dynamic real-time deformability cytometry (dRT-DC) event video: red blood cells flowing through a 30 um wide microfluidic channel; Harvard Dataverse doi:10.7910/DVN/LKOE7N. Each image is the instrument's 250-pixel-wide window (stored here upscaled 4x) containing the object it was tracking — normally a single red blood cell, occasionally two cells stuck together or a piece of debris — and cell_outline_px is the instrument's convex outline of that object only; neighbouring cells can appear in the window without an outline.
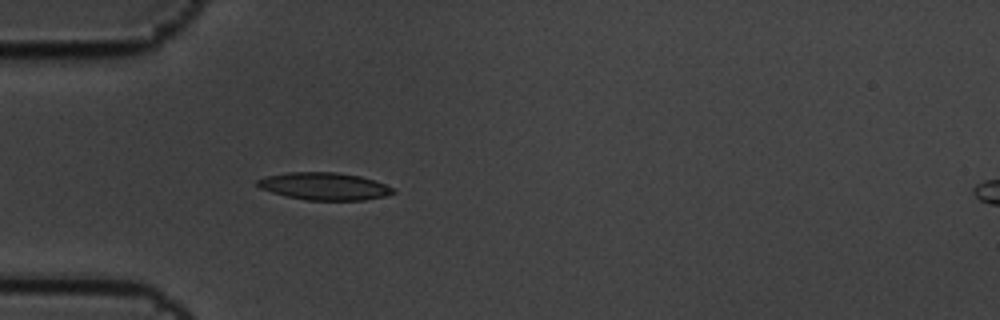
{"species": "common noctule bat (a hibernating species)", "species_latin": "Nyctalus noctula", "temperature_condition": "cold", "stored_images_in_passage": 5, "camera_frame_rate_fps": 3000, "um_per_image_px": 0.085, "animal": {"sex": "male", "body_mass_g": 19.5, "forearm_length_mm": 54.6}, "frame": {"image": 1, "passage_image": 5, "time_ms": 1.333, "image_size_px": [1000, 320], "cell_outline_px": [[396, 192], [388, 196], [364, 200], [304, 200], [272, 192], [260, 188], [256, 184], [256, 180], [264, 176], [288, 172], [336, 172], [360, 176], [384, 184], [392, 188]], "centroid_in_image_um": [27.55, 15.83], "position_along_channel_um": 57.5, "area_um2": 21.68}}